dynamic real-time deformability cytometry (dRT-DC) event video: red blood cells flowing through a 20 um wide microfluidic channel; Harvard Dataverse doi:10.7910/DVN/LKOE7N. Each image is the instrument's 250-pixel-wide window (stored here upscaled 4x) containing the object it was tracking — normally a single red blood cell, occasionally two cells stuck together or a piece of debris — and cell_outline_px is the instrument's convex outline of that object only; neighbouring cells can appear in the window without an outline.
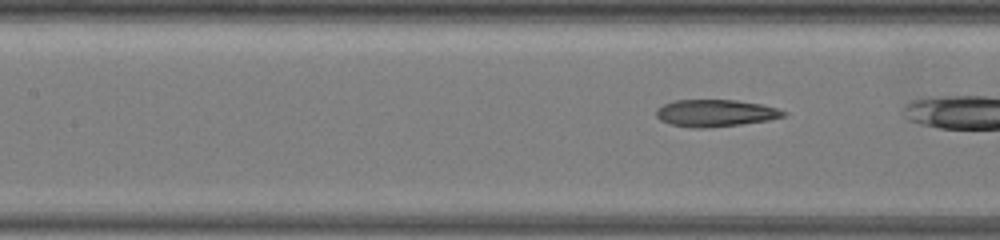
{"species": "common noctule bat (a hibernating species)", "species_latin": "Nyctalus noctula", "temperature_condition": "warm", "stored_images_in_passage": 19, "camera_frame_rate_fps": 3000, "um_per_image_px": 0.085, "animal": {"sex": "female", "body_mass_g": 19.5, "forearm_length_mm": 54.1}, "frame": {"image": 1, "passage_image": 16, "time_ms": 5.0, "image_size_px": [1000, 240], "cell_outline_px": [[788, 112], [784, 116], [768, 120], [740, 124], [704, 128], [692, 128], [672, 124], [660, 120], [656, 116], [656, 112], [664, 104], [676, 100], [736, 100], [760, 104], [776, 108]], "centroid_in_image_um": [60.81, 9.61], "position_along_channel_um": 146.6, "area_um2": 19.77}}